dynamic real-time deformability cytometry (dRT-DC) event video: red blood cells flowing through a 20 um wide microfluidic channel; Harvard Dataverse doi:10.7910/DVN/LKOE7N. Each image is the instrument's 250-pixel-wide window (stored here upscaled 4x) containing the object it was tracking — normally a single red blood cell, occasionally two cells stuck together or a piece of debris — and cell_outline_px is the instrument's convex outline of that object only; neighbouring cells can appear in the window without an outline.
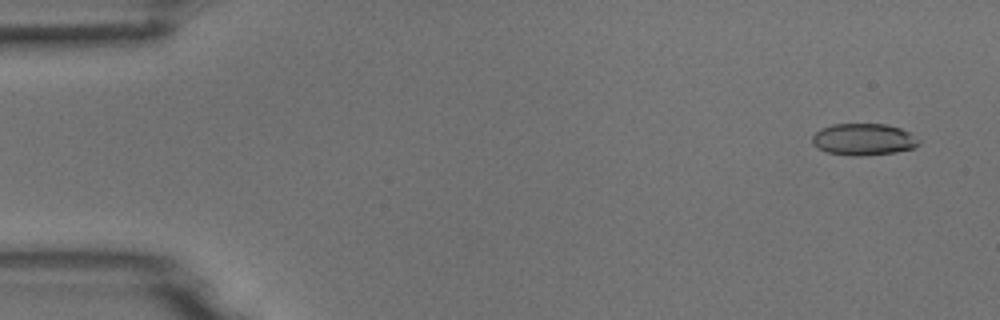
{"species": "common noctule bat (a hibernating species)", "species_latin": "Nyctalus noctula", "temperature_condition": "room temperature", "stored_images_in_passage": 53, "camera_frame_rate_fps": 3000, "um_per_image_px": 0.085, "animal": {"sex": "male", "body_mass_g": 18.8}, "frame": {"image": 1, "passage_image": 3, "time_ms": 0.667, "image_size_px": [1000, 320], "cell_outline_px": [[920, 144], [912, 148], [896, 152], [860, 156], [852, 156], [828, 152], [812, 144], [812, 136], [820, 128], [832, 124], [888, 124], [912, 132], [920, 140]], "centroid_in_image_um": [73.43, 11.84], "position_along_channel_um": 11.6, "area_um2": 19.88}}
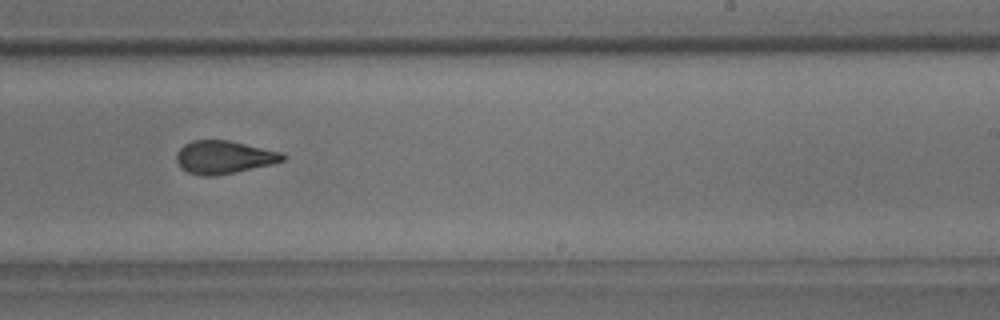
{"frame": {"image": 2, "passage_image": 33, "time_ms": 10.667, "image_size_px": [1000, 320], "cell_outline_px": [[288, 156], [284, 160], [272, 164], [236, 172], [216, 176], [200, 176], [188, 172], [180, 168], [176, 160], [176, 152], [184, 144], [192, 140], [228, 140], [284, 152]], "centroid_in_image_um": [19.04, 13.36], "position_along_channel_um": 270.0, "area_um2": 20.75}}
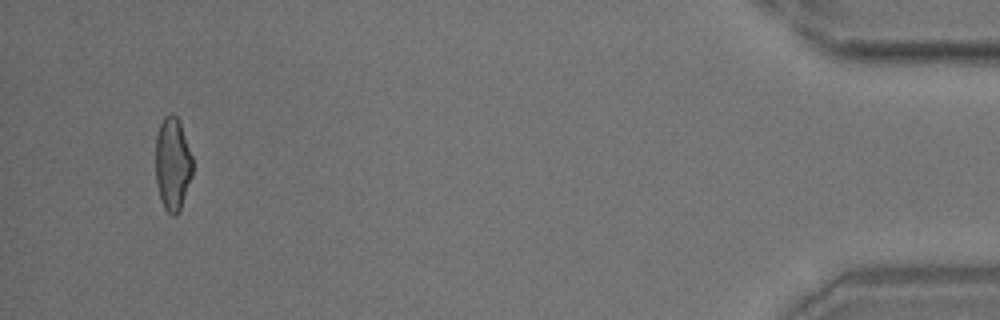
{"frame": {"image": 3, "passage_image": 51, "time_ms": 16.667, "image_size_px": [1000, 320], "cell_outline_px": [[192, 176], [180, 208], [176, 216], [172, 216], [164, 208], [160, 200], [156, 184], [156, 136], [160, 124], [164, 116], [168, 112], [172, 112], [180, 120], [192, 156]], "centroid_in_image_um": [14.66, 13.9], "position_along_channel_um": 420.5, "area_um2": 20.29}}